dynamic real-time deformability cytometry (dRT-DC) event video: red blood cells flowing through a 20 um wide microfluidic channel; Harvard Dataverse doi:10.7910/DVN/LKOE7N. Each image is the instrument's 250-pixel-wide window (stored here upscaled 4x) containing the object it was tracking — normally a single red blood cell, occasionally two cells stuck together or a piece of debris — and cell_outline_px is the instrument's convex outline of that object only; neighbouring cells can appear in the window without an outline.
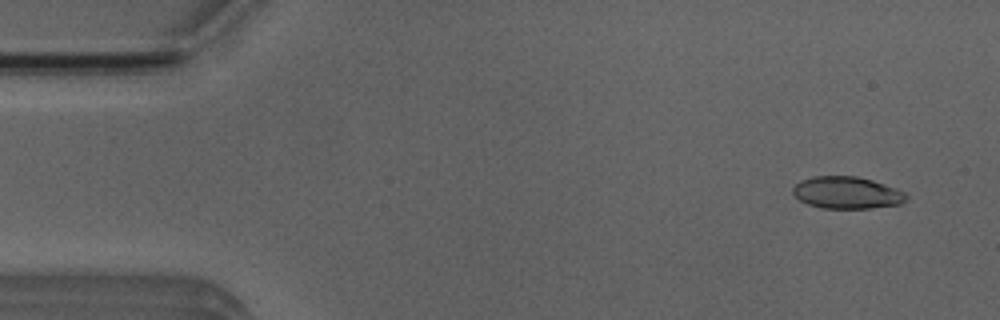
{"species": "Egyptian fruit bat (a non-hibernating species)", "species_latin": "Rousettus aegyptiacus", "temperature_condition": "room temperature", "stored_images_in_passage": 4, "camera_frame_rate_fps": 3000, "um_per_image_px": 0.085, "animal": {"sex": "male"}, "frame": {"image": 1, "passage_image": 1, "time_ms": 0.0, "image_size_px": [1000, 320], "cell_outline_px": [[908, 200], [900, 204], [872, 208], [820, 208], [808, 204], [800, 200], [792, 192], [792, 188], [800, 180], [812, 176], [856, 176], [872, 180], [896, 188], [904, 192], [908, 196]], "centroid_in_image_um": [71.99, 16.38], "position_along_channel_um": 13.0, "area_um2": 21.27}}
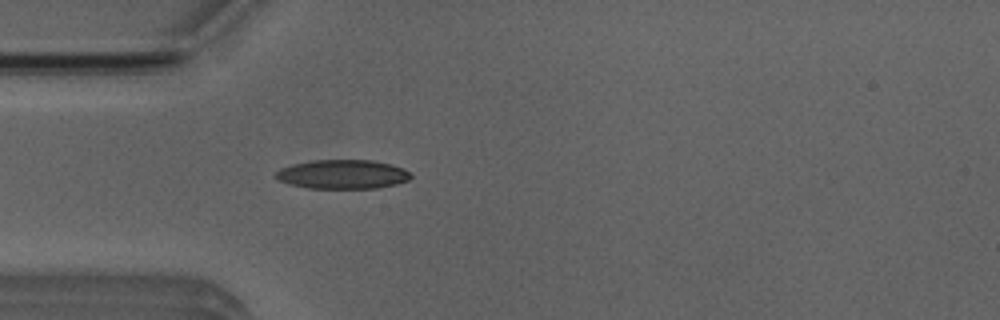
{"frame": {"image": 2, "passage_image": 4, "time_ms": 3.667, "image_size_px": [1000, 320], "cell_outline_px": [[412, 176], [408, 180], [396, 184], [376, 188], [308, 188], [288, 184], [272, 176], [280, 168], [292, 164], [312, 160], [372, 160], [392, 164], [404, 168]], "centroid_in_image_um": [29.1, 14.81], "position_along_channel_um": 55.9, "area_um2": 23.0}}